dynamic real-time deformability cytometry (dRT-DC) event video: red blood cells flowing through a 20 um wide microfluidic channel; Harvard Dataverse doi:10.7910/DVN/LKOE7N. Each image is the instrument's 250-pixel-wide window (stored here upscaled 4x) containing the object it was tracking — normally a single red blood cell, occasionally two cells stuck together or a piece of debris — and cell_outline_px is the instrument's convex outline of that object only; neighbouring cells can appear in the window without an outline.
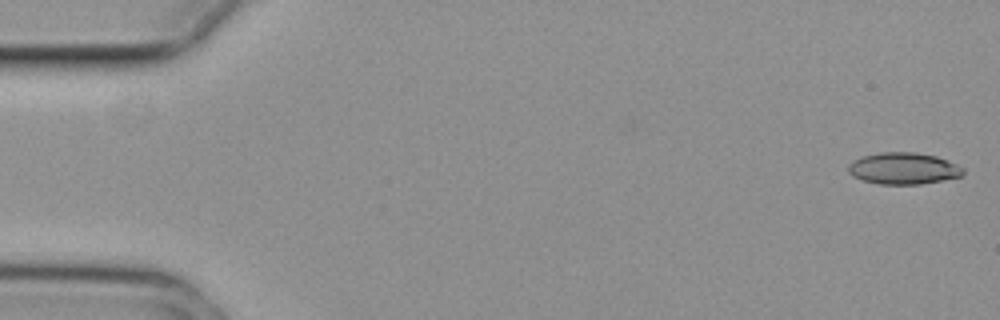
{"species": "common noctule bat (a hibernating species)", "species_latin": "Nyctalus noctula", "temperature_condition": "cold", "stored_images_in_passage": 13, "camera_frame_rate_fps": 3000, "um_per_image_px": 0.085, "animal": {"sex": "female", "body_mass_g": 29.2, "forearm_length_mm": 56.3}, "frame": {"image": 1, "passage_image": 1, "time_ms": 0.0, "image_size_px": [1000, 320], "cell_outline_px": [[964, 172], [960, 176], [920, 184], [880, 184], [864, 180], [852, 176], [848, 172], [848, 164], [852, 160], [860, 156], [880, 152], [916, 152], [936, 156], [956, 164], [964, 168]], "centroid_in_image_um": [76.74, 14.3], "position_along_channel_um": 8.3, "area_um2": 21.15}}